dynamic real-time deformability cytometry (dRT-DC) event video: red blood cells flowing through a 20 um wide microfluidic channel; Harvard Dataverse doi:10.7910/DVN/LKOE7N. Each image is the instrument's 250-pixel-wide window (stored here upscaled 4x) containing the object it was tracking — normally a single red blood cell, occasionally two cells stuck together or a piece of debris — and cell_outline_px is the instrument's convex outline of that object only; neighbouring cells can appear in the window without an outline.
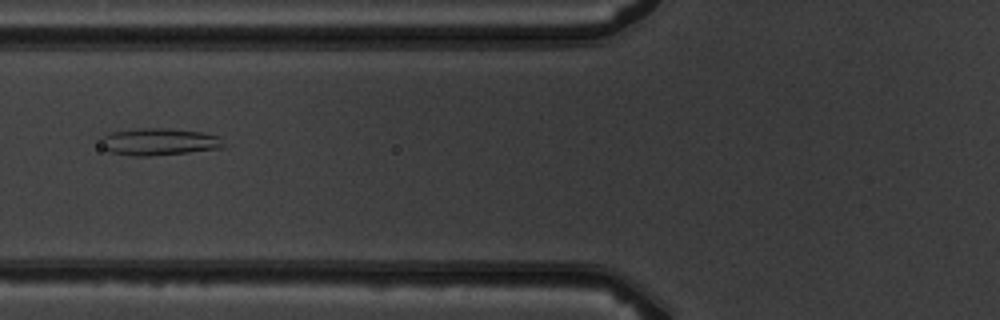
{"species": "common noctule bat (a hibernating species)", "species_latin": "Nyctalus noctula", "temperature_condition": "warm", "stored_images_in_passage": 3, "camera_frame_rate_fps": 3000, "um_per_image_px": 0.085, "animal": {"sex": "male", "body_mass_g": 19.5, "forearm_length_mm": 54.6}, "frame": {"image": 1, "passage_image": 3, "time_ms": 2.333, "image_size_px": [1000, 320], "cell_outline_px": [[224, 144], [220, 148], [188, 152], [148, 156], [132, 156], [108, 152], [100, 148], [100, 136], [112, 132], [140, 128], [168, 128], [200, 132], [220, 136]], "centroid_in_image_um": [13.42, 12.05], "position_along_channel_um": 112.4, "area_um2": 19.54}}